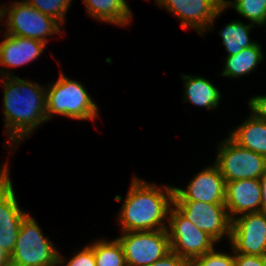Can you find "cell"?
Masks as SVG:
<instances>
[{"label": "cell", "mask_w": 266, "mask_h": 266, "mask_svg": "<svg viewBox=\"0 0 266 266\" xmlns=\"http://www.w3.org/2000/svg\"><path fill=\"white\" fill-rule=\"evenodd\" d=\"M0 72L4 85V113L10 142L22 140L46 121V90L36 83ZM8 79V80H7ZM26 136V137H25Z\"/></svg>", "instance_id": "1"}, {"label": "cell", "mask_w": 266, "mask_h": 266, "mask_svg": "<svg viewBox=\"0 0 266 266\" xmlns=\"http://www.w3.org/2000/svg\"><path fill=\"white\" fill-rule=\"evenodd\" d=\"M164 188L165 193L156 185L134 178L119 214L123 232L168 229L162 221L173 203L174 187Z\"/></svg>", "instance_id": "2"}, {"label": "cell", "mask_w": 266, "mask_h": 266, "mask_svg": "<svg viewBox=\"0 0 266 266\" xmlns=\"http://www.w3.org/2000/svg\"><path fill=\"white\" fill-rule=\"evenodd\" d=\"M48 90V91H47ZM46 90V119L60 114L78 120H93L97 117V106L86 89L61 73L58 81Z\"/></svg>", "instance_id": "3"}, {"label": "cell", "mask_w": 266, "mask_h": 266, "mask_svg": "<svg viewBox=\"0 0 266 266\" xmlns=\"http://www.w3.org/2000/svg\"><path fill=\"white\" fill-rule=\"evenodd\" d=\"M58 260L59 254L52 242L42 234L36 221L27 215L9 256V266H47Z\"/></svg>", "instance_id": "4"}, {"label": "cell", "mask_w": 266, "mask_h": 266, "mask_svg": "<svg viewBox=\"0 0 266 266\" xmlns=\"http://www.w3.org/2000/svg\"><path fill=\"white\" fill-rule=\"evenodd\" d=\"M215 165L225 182L259 179L266 171V158L239 146L230 137L220 143Z\"/></svg>", "instance_id": "5"}, {"label": "cell", "mask_w": 266, "mask_h": 266, "mask_svg": "<svg viewBox=\"0 0 266 266\" xmlns=\"http://www.w3.org/2000/svg\"><path fill=\"white\" fill-rule=\"evenodd\" d=\"M124 233L117 239L122 245L126 266H148L171 251L168 229Z\"/></svg>", "instance_id": "6"}, {"label": "cell", "mask_w": 266, "mask_h": 266, "mask_svg": "<svg viewBox=\"0 0 266 266\" xmlns=\"http://www.w3.org/2000/svg\"><path fill=\"white\" fill-rule=\"evenodd\" d=\"M168 217L171 250L188 263L214 250L213 245L216 241L186 219L176 208H170Z\"/></svg>", "instance_id": "7"}, {"label": "cell", "mask_w": 266, "mask_h": 266, "mask_svg": "<svg viewBox=\"0 0 266 266\" xmlns=\"http://www.w3.org/2000/svg\"><path fill=\"white\" fill-rule=\"evenodd\" d=\"M8 14L6 34L24 38L35 39L43 43L48 42L44 36L59 33V22L36 8L26 0L15 2L10 9L5 8L4 14Z\"/></svg>", "instance_id": "8"}, {"label": "cell", "mask_w": 266, "mask_h": 266, "mask_svg": "<svg viewBox=\"0 0 266 266\" xmlns=\"http://www.w3.org/2000/svg\"><path fill=\"white\" fill-rule=\"evenodd\" d=\"M172 204L186 219L216 242L226 233L230 239L232 220L225 204L198 201H173Z\"/></svg>", "instance_id": "9"}, {"label": "cell", "mask_w": 266, "mask_h": 266, "mask_svg": "<svg viewBox=\"0 0 266 266\" xmlns=\"http://www.w3.org/2000/svg\"><path fill=\"white\" fill-rule=\"evenodd\" d=\"M0 170V248L8 256L13 252L21 223L28 215L18 206L9 178L8 165Z\"/></svg>", "instance_id": "10"}, {"label": "cell", "mask_w": 266, "mask_h": 266, "mask_svg": "<svg viewBox=\"0 0 266 266\" xmlns=\"http://www.w3.org/2000/svg\"><path fill=\"white\" fill-rule=\"evenodd\" d=\"M230 242L236 254L266 256V214H242L231 225Z\"/></svg>", "instance_id": "11"}, {"label": "cell", "mask_w": 266, "mask_h": 266, "mask_svg": "<svg viewBox=\"0 0 266 266\" xmlns=\"http://www.w3.org/2000/svg\"><path fill=\"white\" fill-rule=\"evenodd\" d=\"M176 17L182 19L181 27L192 26L200 34L210 25L224 9V0H156Z\"/></svg>", "instance_id": "12"}, {"label": "cell", "mask_w": 266, "mask_h": 266, "mask_svg": "<svg viewBox=\"0 0 266 266\" xmlns=\"http://www.w3.org/2000/svg\"><path fill=\"white\" fill-rule=\"evenodd\" d=\"M226 182L214 165L198 173L187 189L174 187L173 201H198L225 204Z\"/></svg>", "instance_id": "13"}, {"label": "cell", "mask_w": 266, "mask_h": 266, "mask_svg": "<svg viewBox=\"0 0 266 266\" xmlns=\"http://www.w3.org/2000/svg\"><path fill=\"white\" fill-rule=\"evenodd\" d=\"M225 206L231 220L233 215L261 212L259 179H241L226 183Z\"/></svg>", "instance_id": "14"}, {"label": "cell", "mask_w": 266, "mask_h": 266, "mask_svg": "<svg viewBox=\"0 0 266 266\" xmlns=\"http://www.w3.org/2000/svg\"><path fill=\"white\" fill-rule=\"evenodd\" d=\"M46 43L6 34L0 43V64L18 67L36 59L43 52Z\"/></svg>", "instance_id": "15"}, {"label": "cell", "mask_w": 266, "mask_h": 266, "mask_svg": "<svg viewBox=\"0 0 266 266\" xmlns=\"http://www.w3.org/2000/svg\"><path fill=\"white\" fill-rule=\"evenodd\" d=\"M253 114L229 136L239 146L266 158V119L249 106Z\"/></svg>", "instance_id": "16"}, {"label": "cell", "mask_w": 266, "mask_h": 266, "mask_svg": "<svg viewBox=\"0 0 266 266\" xmlns=\"http://www.w3.org/2000/svg\"><path fill=\"white\" fill-rule=\"evenodd\" d=\"M88 15L117 25L129 24L131 10L125 0H83Z\"/></svg>", "instance_id": "17"}, {"label": "cell", "mask_w": 266, "mask_h": 266, "mask_svg": "<svg viewBox=\"0 0 266 266\" xmlns=\"http://www.w3.org/2000/svg\"><path fill=\"white\" fill-rule=\"evenodd\" d=\"M185 81V101H190L194 105L204 106L207 109H215L220 102V92L206 78L198 76H183Z\"/></svg>", "instance_id": "18"}, {"label": "cell", "mask_w": 266, "mask_h": 266, "mask_svg": "<svg viewBox=\"0 0 266 266\" xmlns=\"http://www.w3.org/2000/svg\"><path fill=\"white\" fill-rule=\"evenodd\" d=\"M261 60H263L261 46L256 43L249 48H244L236 55L227 56L222 75L240 77L254 70Z\"/></svg>", "instance_id": "19"}, {"label": "cell", "mask_w": 266, "mask_h": 266, "mask_svg": "<svg viewBox=\"0 0 266 266\" xmlns=\"http://www.w3.org/2000/svg\"><path fill=\"white\" fill-rule=\"evenodd\" d=\"M254 24L244 25L239 21L231 22L225 26L220 35L223 39L222 43L226 47L228 56L236 55L244 48H249L256 43L251 42L249 39L250 27Z\"/></svg>", "instance_id": "20"}, {"label": "cell", "mask_w": 266, "mask_h": 266, "mask_svg": "<svg viewBox=\"0 0 266 266\" xmlns=\"http://www.w3.org/2000/svg\"><path fill=\"white\" fill-rule=\"evenodd\" d=\"M96 266H126L124 251L118 239L111 242L98 241L91 245Z\"/></svg>", "instance_id": "21"}, {"label": "cell", "mask_w": 266, "mask_h": 266, "mask_svg": "<svg viewBox=\"0 0 266 266\" xmlns=\"http://www.w3.org/2000/svg\"><path fill=\"white\" fill-rule=\"evenodd\" d=\"M224 9L227 6L234 7L236 11L249 19L253 24L266 23V0H224Z\"/></svg>", "instance_id": "22"}, {"label": "cell", "mask_w": 266, "mask_h": 266, "mask_svg": "<svg viewBox=\"0 0 266 266\" xmlns=\"http://www.w3.org/2000/svg\"><path fill=\"white\" fill-rule=\"evenodd\" d=\"M32 7L41 13L56 19L59 23L64 21L66 11L72 0H26Z\"/></svg>", "instance_id": "23"}, {"label": "cell", "mask_w": 266, "mask_h": 266, "mask_svg": "<svg viewBox=\"0 0 266 266\" xmlns=\"http://www.w3.org/2000/svg\"><path fill=\"white\" fill-rule=\"evenodd\" d=\"M189 266H236L235 255L229 256L213 250L193 259Z\"/></svg>", "instance_id": "24"}, {"label": "cell", "mask_w": 266, "mask_h": 266, "mask_svg": "<svg viewBox=\"0 0 266 266\" xmlns=\"http://www.w3.org/2000/svg\"><path fill=\"white\" fill-rule=\"evenodd\" d=\"M66 266H96V260L91 246H86L75 254Z\"/></svg>", "instance_id": "25"}, {"label": "cell", "mask_w": 266, "mask_h": 266, "mask_svg": "<svg viewBox=\"0 0 266 266\" xmlns=\"http://www.w3.org/2000/svg\"><path fill=\"white\" fill-rule=\"evenodd\" d=\"M148 266H189V263L184 258L171 250L161 259Z\"/></svg>", "instance_id": "26"}, {"label": "cell", "mask_w": 266, "mask_h": 266, "mask_svg": "<svg viewBox=\"0 0 266 266\" xmlns=\"http://www.w3.org/2000/svg\"><path fill=\"white\" fill-rule=\"evenodd\" d=\"M236 266H266V256L236 254Z\"/></svg>", "instance_id": "27"}, {"label": "cell", "mask_w": 266, "mask_h": 266, "mask_svg": "<svg viewBox=\"0 0 266 266\" xmlns=\"http://www.w3.org/2000/svg\"><path fill=\"white\" fill-rule=\"evenodd\" d=\"M249 105L266 119V96H257L249 100Z\"/></svg>", "instance_id": "28"}, {"label": "cell", "mask_w": 266, "mask_h": 266, "mask_svg": "<svg viewBox=\"0 0 266 266\" xmlns=\"http://www.w3.org/2000/svg\"><path fill=\"white\" fill-rule=\"evenodd\" d=\"M259 180L261 186V212L266 214V171Z\"/></svg>", "instance_id": "29"}, {"label": "cell", "mask_w": 266, "mask_h": 266, "mask_svg": "<svg viewBox=\"0 0 266 266\" xmlns=\"http://www.w3.org/2000/svg\"><path fill=\"white\" fill-rule=\"evenodd\" d=\"M0 266H9V256L0 248Z\"/></svg>", "instance_id": "30"}, {"label": "cell", "mask_w": 266, "mask_h": 266, "mask_svg": "<svg viewBox=\"0 0 266 266\" xmlns=\"http://www.w3.org/2000/svg\"><path fill=\"white\" fill-rule=\"evenodd\" d=\"M63 263H64V261L61 258V256L59 255V260L56 263H53V264L47 265V266H57V265H60V264H63Z\"/></svg>", "instance_id": "31"}, {"label": "cell", "mask_w": 266, "mask_h": 266, "mask_svg": "<svg viewBox=\"0 0 266 266\" xmlns=\"http://www.w3.org/2000/svg\"><path fill=\"white\" fill-rule=\"evenodd\" d=\"M3 16H4V7H3L2 10H1V8H0V19L3 18Z\"/></svg>", "instance_id": "32"}]
</instances>
